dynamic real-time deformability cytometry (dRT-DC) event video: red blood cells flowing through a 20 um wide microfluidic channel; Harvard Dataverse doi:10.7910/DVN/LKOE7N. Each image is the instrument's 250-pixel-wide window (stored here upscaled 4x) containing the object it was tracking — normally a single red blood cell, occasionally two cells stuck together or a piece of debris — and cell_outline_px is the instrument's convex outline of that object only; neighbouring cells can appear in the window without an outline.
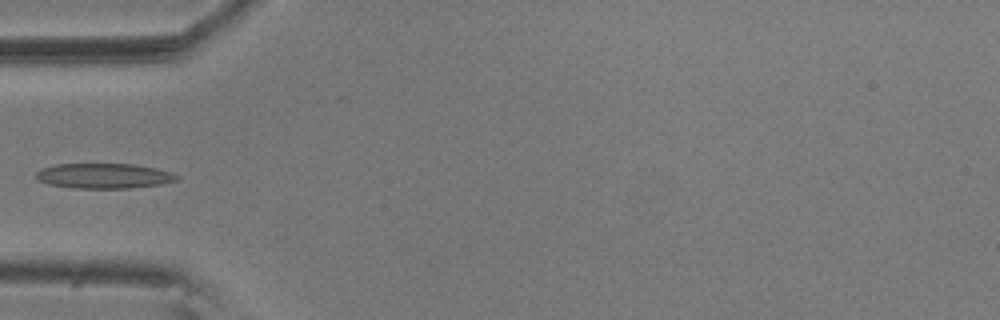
{"species": "common noctule bat (a hibernating species)", "species_latin": "Nyctalus noctula", "temperature_condition": "room temperature", "stored_images_in_passage": 4, "camera_frame_rate_fps": 3000, "um_per_image_px": 0.085, "animal": {"sex": "male", "body_mass_g": 20.5, "forearm_length_mm": 52.5}, "frame": {"image": 1, "passage_image": 4, "time_ms": 1.0, "image_size_px": [1000, 320], "cell_outline_px": [[180, 180], [160, 184], [128, 188], [72, 188], [48, 184], [40, 180], [36, 176], [36, 172], [40, 168], [56, 164], [136, 164], [156, 168], [172, 172], [180, 176]], "centroid_in_image_um": [8.86, 14.94], "position_along_channel_um": 76.1, "area_um2": 20.69}}